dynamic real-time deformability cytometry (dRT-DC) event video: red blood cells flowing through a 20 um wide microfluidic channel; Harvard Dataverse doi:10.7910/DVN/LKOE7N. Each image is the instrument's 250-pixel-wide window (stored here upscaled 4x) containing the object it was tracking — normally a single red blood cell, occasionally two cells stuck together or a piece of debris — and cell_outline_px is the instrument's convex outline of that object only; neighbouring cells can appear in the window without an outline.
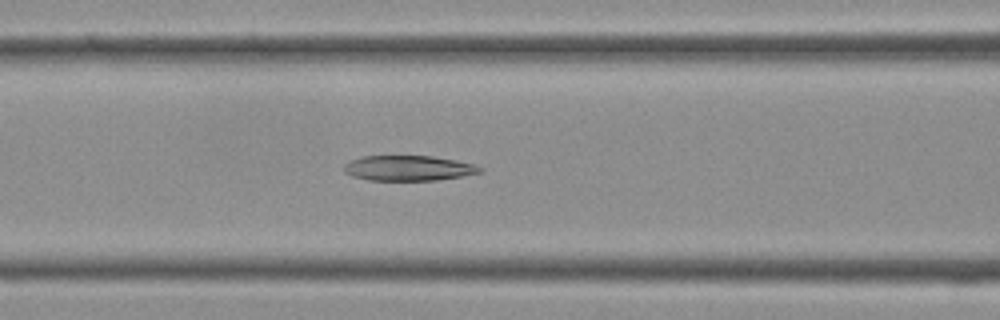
{"species": "Egyptian fruit bat (a non-hibernating species)", "species_latin": "Rousettus aegyptiacus", "temperature_condition": "cold", "stored_images_in_passage": 39, "camera_frame_rate_fps": 3000, "um_per_image_px": 0.085, "frame": {"image": 1, "passage_image": 16, "time_ms": 5.0, "image_size_px": [1000, 320], "cell_outline_px": [[484, 172], [436, 180], [368, 180], [352, 176], [344, 172], [344, 164], [348, 160], [360, 156], [432, 156], [456, 160], [476, 164], [484, 168]], "centroid_in_image_um": [34.72, 14.28], "position_along_channel_um": 131.9, "area_um2": 20.17}}
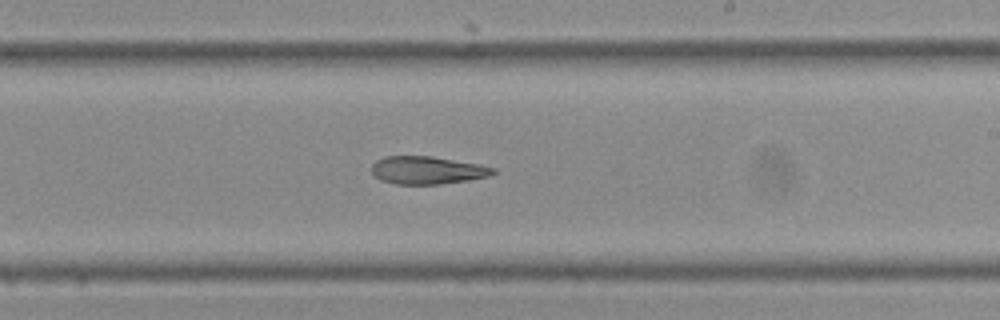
{"frame": {"image": 2, "passage_image": 23, "time_ms": 7.333, "image_size_px": [1000, 320], "cell_outline_px": [[496, 172], [492, 176], [468, 180], [440, 184], [396, 184], [380, 180], [372, 172], [372, 164], [376, 160], [384, 156], [432, 156], [480, 164], [496, 168]], "centroid_in_image_um": [36.35, 14.46], "position_along_channel_um": 252.7, "area_um2": 19.83}}
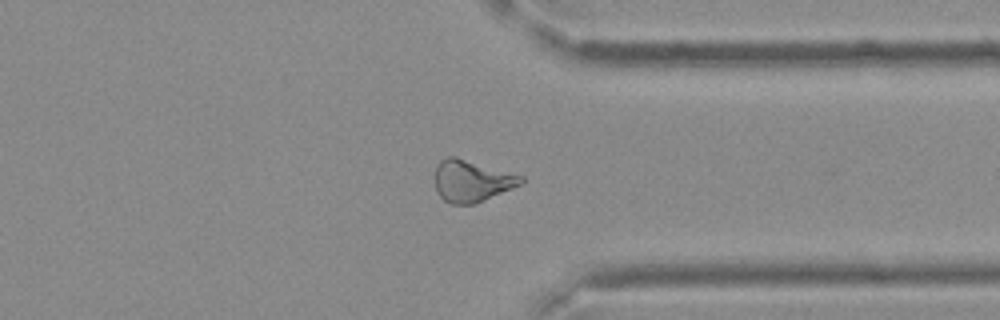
{"frame": {"image": 3, "passage_image": 30, "time_ms": 9.667, "image_size_px": [1000, 320], "cell_outline_px": [[524, 180], [520, 184], [512, 188], [476, 204], [452, 204], [444, 200], [436, 192], [436, 168], [440, 160], [448, 156], [456, 156], [524, 176]], "centroid_in_image_um": [40.09, 15.37], "position_along_channel_um": 371.3, "area_um2": 20.92}}